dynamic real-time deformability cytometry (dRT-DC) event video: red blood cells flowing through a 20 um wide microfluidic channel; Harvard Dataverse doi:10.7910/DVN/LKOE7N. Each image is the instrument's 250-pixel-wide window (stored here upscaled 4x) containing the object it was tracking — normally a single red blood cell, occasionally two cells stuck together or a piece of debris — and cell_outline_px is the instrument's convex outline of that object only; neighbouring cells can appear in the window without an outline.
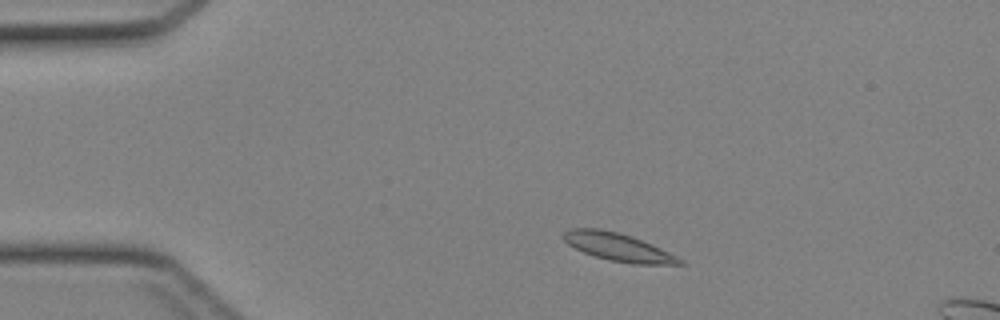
{"species": "Egyptian fruit bat (a non-hibernating species)", "species_latin": "Rousettus aegyptiacus", "temperature_condition": "cold", "stored_images_in_passage": 41, "camera_frame_rate_fps": 3000, "um_per_image_px": 0.085, "animal": {"sex": "female"}, "frame": {"image": 1, "passage_image": 5, "time_ms": 1.333, "image_size_px": [1000, 320], "cell_outline_px": [[684, 264], [632, 264], [612, 260], [596, 256], [584, 252], [568, 244], [560, 236], [568, 228], [600, 228], [632, 236], [652, 244], [684, 260]], "centroid_in_image_um": [52.52, 20.98], "position_along_channel_um": 32.5, "area_um2": 18.73}}
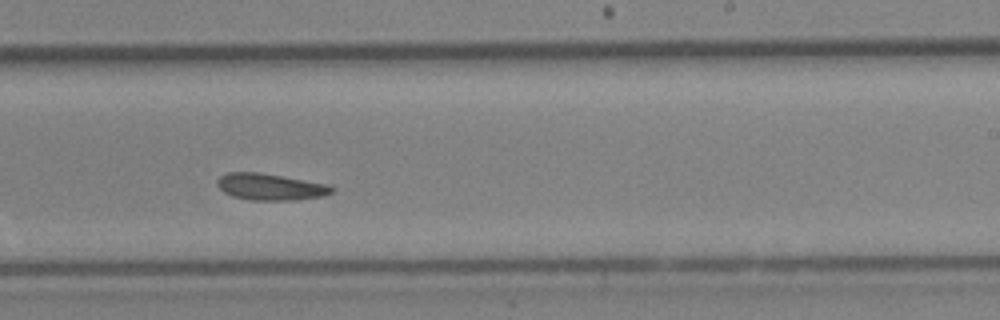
{"frame": {"image": 2, "passage_image": 24, "time_ms": 7.667, "image_size_px": [1000, 320], "cell_outline_px": [[336, 188], [332, 192], [324, 196], [296, 200], [248, 200], [232, 196], [224, 192], [216, 184], [216, 180], [220, 176], [228, 172], [260, 172], [332, 184]], "centroid_in_image_um": [23.03, 15.87], "position_along_channel_um": 266.0, "area_um2": 18.15}}
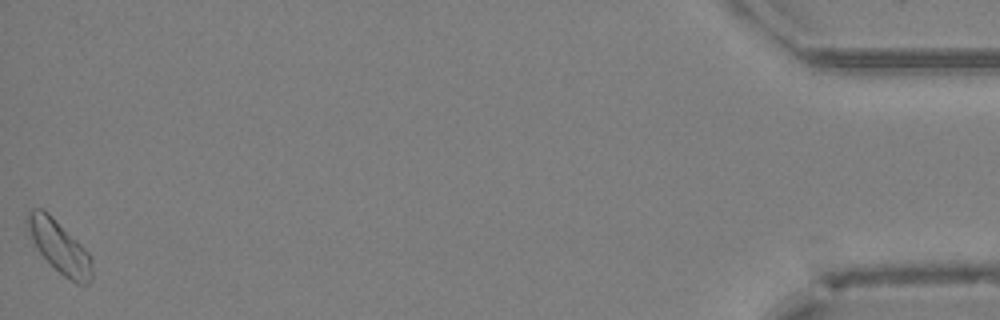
{"frame": {"image": 3, "passage_image": 41, "time_ms": 13.333, "image_size_px": [1000, 320], "cell_outline_px": [[92, 280], [88, 284], [76, 284], [64, 276], [36, 248], [32, 240], [24, 220], [28, 212], [32, 208], [44, 208], [88, 252], [92, 260]], "centroid_in_image_um": [5.03, 20.96], "position_along_channel_um": 430.2, "area_um2": 19.54}}